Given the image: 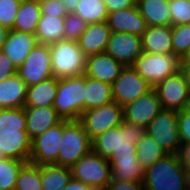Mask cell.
<instances>
[{
	"label": "cell",
	"instance_id": "obj_1",
	"mask_svg": "<svg viewBox=\"0 0 190 190\" xmlns=\"http://www.w3.org/2000/svg\"><path fill=\"white\" fill-rule=\"evenodd\" d=\"M146 128L126 121L92 139V150L109 159L114 153L137 152V142L145 135Z\"/></svg>",
	"mask_w": 190,
	"mask_h": 190
},
{
	"label": "cell",
	"instance_id": "obj_2",
	"mask_svg": "<svg viewBox=\"0 0 190 190\" xmlns=\"http://www.w3.org/2000/svg\"><path fill=\"white\" fill-rule=\"evenodd\" d=\"M145 190H185L186 174L177 154H166L145 169Z\"/></svg>",
	"mask_w": 190,
	"mask_h": 190
},
{
	"label": "cell",
	"instance_id": "obj_3",
	"mask_svg": "<svg viewBox=\"0 0 190 190\" xmlns=\"http://www.w3.org/2000/svg\"><path fill=\"white\" fill-rule=\"evenodd\" d=\"M57 165L71 167L92 150V139L79 120H62Z\"/></svg>",
	"mask_w": 190,
	"mask_h": 190
},
{
	"label": "cell",
	"instance_id": "obj_4",
	"mask_svg": "<svg viewBox=\"0 0 190 190\" xmlns=\"http://www.w3.org/2000/svg\"><path fill=\"white\" fill-rule=\"evenodd\" d=\"M85 75L58 79L53 108L66 120H79L84 111Z\"/></svg>",
	"mask_w": 190,
	"mask_h": 190
},
{
	"label": "cell",
	"instance_id": "obj_5",
	"mask_svg": "<svg viewBox=\"0 0 190 190\" xmlns=\"http://www.w3.org/2000/svg\"><path fill=\"white\" fill-rule=\"evenodd\" d=\"M52 71L57 79L80 76L85 73L86 56L77 41L60 40L50 45Z\"/></svg>",
	"mask_w": 190,
	"mask_h": 190
},
{
	"label": "cell",
	"instance_id": "obj_6",
	"mask_svg": "<svg viewBox=\"0 0 190 190\" xmlns=\"http://www.w3.org/2000/svg\"><path fill=\"white\" fill-rule=\"evenodd\" d=\"M72 178L90 185L96 190H106L112 180L108 159L93 150L70 167Z\"/></svg>",
	"mask_w": 190,
	"mask_h": 190
},
{
	"label": "cell",
	"instance_id": "obj_7",
	"mask_svg": "<svg viewBox=\"0 0 190 190\" xmlns=\"http://www.w3.org/2000/svg\"><path fill=\"white\" fill-rule=\"evenodd\" d=\"M132 67L154 88L180 70V59L174 54L143 52Z\"/></svg>",
	"mask_w": 190,
	"mask_h": 190
},
{
	"label": "cell",
	"instance_id": "obj_8",
	"mask_svg": "<svg viewBox=\"0 0 190 190\" xmlns=\"http://www.w3.org/2000/svg\"><path fill=\"white\" fill-rule=\"evenodd\" d=\"M79 121L88 136L93 139L123 123V107L112 101L104 106L83 111Z\"/></svg>",
	"mask_w": 190,
	"mask_h": 190
},
{
	"label": "cell",
	"instance_id": "obj_9",
	"mask_svg": "<svg viewBox=\"0 0 190 190\" xmlns=\"http://www.w3.org/2000/svg\"><path fill=\"white\" fill-rule=\"evenodd\" d=\"M146 132L167 154H177L181 144L177 111L162 109L149 123Z\"/></svg>",
	"mask_w": 190,
	"mask_h": 190
},
{
	"label": "cell",
	"instance_id": "obj_10",
	"mask_svg": "<svg viewBox=\"0 0 190 190\" xmlns=\"http://www.w3.org/2000/svg\"><path fill=\"white\" fill-rule=\"evenodd\" d=\"M17 75L28 87L54 77L50 45L37 43L23 64L17 68Z\"/></svg>",
	"mask_w": 190,
	"mask_h": 190
},
{
	"label": "cell",
	"instance_id": "obj_11",
	"mask_svg": "<svg viewBox=\"0 0 190 190\" xmlns=\"http://www.w3.org/2000/svg\"><path fill=\"white\" fill-rule=\"evenodd\" d=\"M164 110L182 111L190 107V90L183 74L167 77L154 87Z\"/></svg>",
	"mask_w": 190,
	"mask_h": 190
},
{
	"label": "cell",
	"instance_id": "obj_12",
	"mask_svg": "<svg viewBox=\"0 0 190 190\" xmlns=\"http://www.w3.org/2000/svg\"><path fill=\"white\" fill-rule=\"evenodd\" d=\"M152 88L132 66H125L112 84V98L114 102L123 107Z\"/></svg>",
	"mask_w": 190,
	"mask_h": 190
},
{
	"label": "cell",
	"instance_id": "obj_13",
	"mask_svg": "<svg viewBox=\"0 0 190 190\" xmlns=\"http://www.w3.org/2000/svg\"><path fill=\"white\" fill-rule=\"evenodd\" d=\"M62 138V121L31 140L29 162L37 165L57 164Z\"/></svg>",
	"mask_w": 190,
	"mask_h": 190
},
{
	"label": "cell",
	"instance_id": "obj_14",
	"mask_svg": "<svg viewBox=\"0 0 190 190\" xmlns=\"http://www.w3.org/2000/svg\"><path fill=\"white\" fill-rule=\"evenodd\" d=\"M161 102L154 88L123 106L124 121L147 128L162 110Z\"/></svg>",
	"mask_w": 190,
	"mask_h": 190
},
{
	"label": "cell",
	"instance_id": "obj_15",
	"mask_svg": "<svg viewBox=\"0 0 190 190\" xmlns=\"http://www.w3.org/2000/svg\"><path fill=\"white\" fill-rule=\"evenodd\" d=\"M105 53L124 66H132L143 53L141 37L130 33L111 32Z\"/></svg>",
	"mask_w": 190,
	"mask_h": 190
},
{
	"label": "cell",
	"instance_id": "obj_16",
	"mask_svg": "<svg viewBox=\"0 0 190 190\" xmlns=\"http://www.w3.org/2000/svg\"><path fill=\"white\" fill-rule=\"evenodd\" d=\"M106 22L111 32L130 33L140 37L148 27L146 20L141 16L136 5L109 13Z\"/></svg>",
	"mask_w": 190,
	"mask_h": 190
},
{
	"label": "cell",
	"instance_id": "obj_17",
	"mask_svg": "<svg viewBox=\"0 0 190 190\" xmlns=\"http://www.w3.org/2000/svg\"><path fill=\"white\" fill-rule=\"evenodd\" d=\"M125 66L106 53L86 57L84 75L94 80L113 84Z\"/></svg>",
	"mask_w": 190,
	"mask_h": 190
},
{
	"label": "cell",
	"instance_id": "obj_18",
	"mask_svg": "<svg viewBox=\"0 0 190 190\" xmlns=\"http://www.w3.org/2000/svg\"><path fill=\"white\" fill-rule=\"evenodd\" d=\"M112 178L125 181H143L145 169L137 159V152L114 153L108 159Z\"/></svg>",
	"mask_w": 190,
	"mask_h": 190
},
{
	"label": "cell",
	"instance_id": "obj_19",
	"mask_svg": "<svg viewBox=\"0 0 190 190\" xmlns=\"http://www.w3.org/2000/svg\"><path fill=\"white\" fill-rule=\"evenodd\" d=\"M24 111L26 131L31 140L63 120L52 106L24 107Z\"/></svg>",
	"mask_w": 190,
	"mask_h": 190
},
{
	"label": "cell",
	"instance_id": "obj_20",
	"mask_svg": "<svg viewBox=\"0 0 190 190\" xmlns=\"http://www.w3.org/2000/svg\"><path fill=\"white\" fill-rule=\"evenodd\" d=\"M110 35L111 29L107 22L89 23L77 42L81 51L89 57L105 53Z\"/></svg>",
	"mask_w": 190,
	"mask_h": 190
},
{
	"label": "cell",
	"instance_id": "obj_21",
	"mask_svg": "<svg viewBox=\"0 0 190 190\" xmlns=\"http://www.w3.org/2000/svg\"><path fill=\"white\" fill-rule=\"evenodd\" d=\"M35 34L9 30L2 51L18 68L26 60L30 51L37 45Z\"/></svg>",
	"mask_w": 190,
	"mask_h": 190
},
{
	"label": "cell",
	"instance_id": "obj_22",
	"mask_svg": "<svg viewBox=\"0 0 190 190\" xmlns=\"http://www.w3.org/2000/svg\"><path fill=\"white\" fill-rule=\"evenodd\" d=\"M0 151L6 158L29 162L31 139L27 131L0 132Z\"/></svg>",
	"mask_w": 190,
	"mask_h": 190
},
{
	"label": "cell",
	"instance_id": "obj_23",
	"mask_svg": "<svg viewBox=\"0 0 190 190\" xmlns=\"http://www.w3.org/2000/svg\"><path fill=\"white\" fill-rule=\"evenodd\" d=\"M142 51L155 54H173L172 26H148L141 36Z\"/></svg>",
	"mask_w": 190,
	"mask_h": 190
},
{
	"label": "cell",
	"instance_id": "obj_24",
	"mask_svg": "<svg viewBox=\"0 0 190 190\" xmlns=\"http://www.w3.org/2000/svg\"><path fill=\"white\" fill-rule=\"evenodd\" d=\"M27 88V84L17 74L1 81L0 109L24 107Z\"/></svg>",
	"mask_w": 190,
	"mask_h": 190
},
{
	"label": "cell",
	"instance_id": "obj_25",
	"mask_svg": "<svg viewBox=\"0 0 190 190\" xmlns=\"http://www.w3.org/2000/svg\"><path fill=\"white\" fill-rule=\"evenodd\" d=\"M58 79L51 77L27 88L24 107L53 106L57 94Z\"/></svg>",
	"mask_w": 190,
	"mask_h": 190
},
{
	"label": "cell",
	"instance_id": "obj_26",
	"mask_svg": "<svg viewBox=\"0 0 190 190\" xmlns=\"http://www.w3.org/2000/svg\"><path fill=\"white\" fill-rule=\"evenodd\" d=\"M35 36L38 43L45 45L64 40V17L41 14Z\"/></svg>",
	"mask_w": 190,
	"mask_h": 190
},
{
	"label": "cell",
	"instance_id": "obj_27",
	"mask_svg": "<svg viewBox=\"0 0 190 190\" xmlns=\"http://www.w3.org/2000/svg\"><path fill=\"white\" fill-rule=\"evenodd\" d=\"M136 6L148 26L171 25L168 0H140Z\"/></svg>",
	"mask_w": 190,
	"mask_h": 190
},
{
	"label": "cell",
	"instance_id": "obj_28",
	"mask_svg": "<svg viewBox=\"0 0 190 190\" xmlns=\"http://www.w3.org/2000/svg\"><path fill=\"white\" fill-rule=\"evenodd\" d=\"M113 101L112 85L85 76L84 111Z\"/></svg>",
	"mask_w": 190,
	"mask_h": 190
},
{
	"label": "cell",
	"instance_id": "obj_29",
	"mask_svg": "<svg viewBox=\"0 0 190 190\" xmlns=\"http://www.w3.org/2000/svg\"><path fill=\"white\" fill-rule=\"evenodd\" d=\"M41 16L40 3L22 0L16 14L13 30L35 34Z\"/></svg>",
	"mask_w": 190,
	"mask_h": 190
},
{
	"label": "cell",
	"instance_id": "obj_30",
	"mask_svg": "<svg viewBox=\"0 0 190 190\" xmlns=\"http://www.w3.org/2000/svg\"><path fill=\"white\" fill-rule=\"evenodd\" d=\"M71 178L70 167L57 164L41 165L42 190H63Z\"/></svg>",
	"mask_w": 190,
	"mask_h": 190
},
{
	"label": "cell",
	"instance_id": "obj_31",
	"mask_svg": "<svg viewBox=\"0 0 190 190\" xmlns=\"http://www.w3.org/2000/svg\"><path fill=\"white\" fill-rule=\"evenodd\" d=\"M136 151L137 159L141 162L144 169L152 166L167 154L147 132L137 142Z\"/></svg>",
	"mask_w": 190,
	"mask_h": 190
},
{
	"label": "cell",
	"instance_id": "obj_32",
	"mask_svg": "<svg viewBox=\"0 0 190 190\" xmlns=\"http://www.w3.org/2000/svg\"><path fill=\"white\" fill-rule=\"evenodd\" d=\"M74 13L87 24L106 22L109 14L103 0H79Z\"/></svg>",
	"mask_w": 190,
	"mask_h": 190
},
{
	"label": "cell",
	"instance_id": "obj_33",
	"mask_svg": "<svg viewBox=\"0 0 190 190\" xmlns=\"http://www.w3.org/2000/svg\"><path fill=\"white\" fill-rule=\"evenodd\" d=\"M15 190H42L41 165L25 163L18 173Z\"/></svg>",
	"mask_w": 190,
	"mask_h": 190
},
{
	"label": "cell",
	"instance_id": "obj_34",
	"mask_svg": "<svg viewBox=\"0 0 190 190\" xmlns=\"http://www.w3.org/2000/svg\"><path fill=\"white\" fill-rule=\"evenodd\" d=\"M26 131L24 107L0 109V132Z\"/></svg>",
	"mask_w": 190,
	"mask_h": 190
},
{
	"label": "cell",
	"instance_id": "obj_35",
	"mask_svg": "<svg viewBox=\"0 0 190 190\" xmlns=\"http://www.w3.org/2000/svg\"><path fill=\"white\" fill-rule=\"evenodd\" d=\"M25 163L12 158L0 161V190H15L18 173Z\"/></svg>",
	"mask_w": 190,
	"mask_h": 190
},
{
	"label": "cell",
	"instance_id": "obj_36",
	"mask_svg": "<svg viewBox=\"0 0 190 190\" xmlns=\"http://www.w3.org/2000/svg\"><path fill=\"white\" fill-rule=\"evenodd\" d=\"M173 54L181 59L190 48V24L172 26Z\"/></svg>",
	"mask_w": 190,
	"mask_h": 190
},
{
	"label": "cell",
	"instance_id": "obj_37",
	"mask_svg": "<svg viewBox=\"0 0 190 190\" xmlns=\"http://www.w3.org/2000/svg\"><path fill=\"white\" fill-rule=\"evenodd\" d=\"M171 26L190 24V0H168Z\"/></svg>",
	"mask_w": 190,
	"mask_h": 190
},
{
	"label": "cell",
	"instance_id": "obj_38",
	"mask_svg": "<svg viewBox=\"0 0 190 190\" xmlns=\"http://www.w3.org/2000/svg\"><path fill=\"white\" fill-rule=\"evenodd\" d=\"M87 23L75 13H67L64 17V36L66 40L78 41L86 30Z\"/></svg>",
	"mask_w": 190,
	"mask_h": 190
},
{
	"label": "cell",
	"instance_id": "obj_39",
	"mask_svg": "<svg viewBox=\"0 0 190 190\" xmlns=\"http://www.w3.org/2000/svg\"><path fill=\"white\" fill-rule=\"evenodd\" d=\"M22 0H0V25L13 30L16 14Z\"/></svg>",
	"mask_w": 190,
	"mask_h": 190
},
{
	"label": "cell",
	"instance_id": "obj_40",
	"mask_svg": "<svg viewBox=\"0 0 190 190\" xmlns=\"http://www.w3.org/2000/svg\"><path fill=\"white\" fill-rule=\"evenodd\" d=\"M178 130L181 143H190V107L177 112Z\"/></svg>",
	"mask_w": 190,
	"mask_h": 190
},
{
	"label": "cell",
	"instance_id": "obj_41",
	"mask_svg": "<svg viewBox=\"0 0 190 190\" xmlns=\"http://www.w3.org/2000/svg\"><path fill=\"white\" fill-rule=\"evenodd\" d=\"M41 14L65 17L67 15L65 3L61 0H45L40 4Z\"/></svg>",
	"mask_w": 190,
	"mask_h": 190
},
{
	"label": "cell",
	"instance_id": "obj_42",
	"mask_svg": "<svg viewBox=\"0 0 190 190\" xmlns=\"http://www.w3.org/2000/svg\"><path fill=\"white\" fill-rule=\"evenodd\" d=\"M17 74V67L13 61L0 50V82Z\"/></svg>",
	"mask_w": 190,
	"mask_h": 190
},
{
	"label": "cell",
	"instance_id": "obj_43",
	"mask_svg": "<svg viewBox=\"0 0 190 190\" xmlns=\"http://www.w3.org/2000/svg\"><path fill=\"white\" fill-rule=\"evenodd\" d=\"M106 190H145L143 181H125L112 178Z\"/></svg>",
	"mask_w": 190,
	"mask_h": 190
},
{
	"label": "cell",
	"instance_id": "obj_44",
	"mask_svg": "<svg viewBox=\"0 0 190 190\" xmlns=\"http://www.w3.org/2000/svg\"><path fill=\"white\" fill-rule=\"evenodd\" d=\"M108 13L131 8L136 5L134 0H103Z\"/></svg>",
	"mask_w": 190,
	"mask_h": 190
},
{
	"label": "cell",
	"instance_id": "obj_45",
	"mask_svg": "<svg viewBox=\"0 0 190 190\" xmlns=\"http://www.w3.org/2000/svg\"><path fill=\"white\" fill-rule=\"evenodd\" d=\"M184 168H190V143H181L177 153Z\"/></svg>",
	"mask_w": 190,
	"mask_h": 190
},
{
	"label": "cell",
	"instance_id": "obj_46",
	"mask_svg": "<svg viewBox=\"0 0 190 190\" xmlns=\"http://www.w3.org/2000/svg\"><path fill=\"white\" fill-rule=\"evenodd\" d=\"M63 190H96L88 184L71 178L67 186Z\"/></svg>",
	"mask_w": 190,
	"mask_h": 190
},
{
	"label": "cell",
	"instance_id": "obj_47",
	"mask_svg": "<svg viewBox=\"0 0 190 190\" xmlns=\"http://www.w3.org/2000/svg\"><path fill=\"white\" fill-rule=\"evenodd\" d=\"M179 71L183 74L190 90V62H180Z\"/></svg>",
	"mask_w": 190,
	"mask_h": 190
},
{
	"label": "cell",
	"instance_id": "obj_48",
	"mask_svg": "<svg viewBox=\"0 0 190 190\" xmlns=\"http://www.w3.org/2000/svg\"><path fill=\"white\" fill-rule=\"evenodd\" d=\"M65 3L66 12L74 13L79 0H61Z\"/></svg>",
	"mask_w": 190,
	"mask_h": 190
},
{
	"label": "cell",
	"instance_id": "obj_49",
	"mask_svg": "<svg viewBox=\"0 0 190 190\" xmlns=\"http://www.w3.org/2000/svg\"><path fill=\"white\" fill-rule=\"evenodd\" d=\"M9 30L0 25V50H2L3 45L6 41Z\"/></svg>",
	"mask_w": 190,
	"mask_h": 190
},
{
	"label": "cell",
	"instance_id": "obj_50",
	"mask_svg": "<svg viewBox=\"0 0 190 190\" xmlns=\"http://www.w3.org/2000/svg\"><path fill=\"white\" fill-rule=\"evenodd\" d=\"M180 62H190V48L187 50L185 55L180 59Z\"/></svg>",
	"mask_w": 190,
	"mask_h": 190
},
{
	"label": "cell",
	"instance_id": "obj_51",
	"mask_svg": "<svg viewBox=\"0 0 190 190\" xmlns=\"http://www.w3.org/2000/svg\"><path fill=\"white\" fill-rule=\"evenodd\" d=\"M186 174V184L190 187V168H184Z\"/></svg>",
	"mask_w": 190,
	"mask_h": 190
},
{
	"label": "cell",
	"instance_id": "obj_52",
	"mask_svg": "<svg viewBox=\"0 0 190 190\" xmlns=\"http://www.w3.org/2000/svg\"><path fill=\"white\" fill-rule=\"evenodd\" d=\"M6 157L3 155V153L0 151V161L4 160Z\"/></svg>",
	"mask_w": 190,
	"mask_h": 190
},
{
	"label": "cell",
	"instance_id": "obj_53",
	"mask_svg": "<svg viewBox=\"0 0 190 190\" xmlns=\"http://www.w3.org/2000/svg\"><path fill=\"white\" fill-rule=\"evenodd\" d=\"M29 1H34V2H37V3H42L43 1H45V0H29Z\"/></svg>",
	"mask_w": 190,
	"mask_h": 190
}]
</instances>
